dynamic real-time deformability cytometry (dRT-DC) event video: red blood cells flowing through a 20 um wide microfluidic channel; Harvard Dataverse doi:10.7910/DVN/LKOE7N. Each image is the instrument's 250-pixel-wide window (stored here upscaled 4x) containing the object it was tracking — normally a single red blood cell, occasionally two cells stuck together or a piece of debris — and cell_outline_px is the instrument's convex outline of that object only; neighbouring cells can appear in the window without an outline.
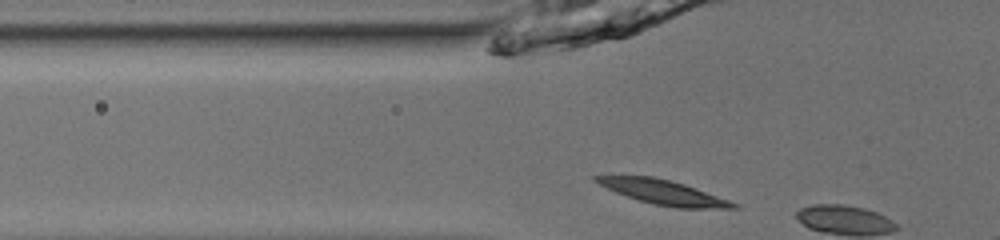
{"species": "common noctule bat (a hibernating species)", "species_latin": "Nyctalus noctula", "temperature_condition": "room temperature", "stored_images_in_passage": 3, "camera_frame_rate_fps": 3000, "um_per_image_px": 0.085, "animal": {"sex": "male", "body_mass_g": 13.0, "forearm_length_mm": 53.1}, "frame": {"image": 1, "passage_image": 2, "time_ms": 0.333, "image_size_px": [1000, 240], "cell_outline_px": [[740, 208], [676, 208], [652, 204], [616, 192], [592, 180], [592, 176], [652, 176], [684, 184], [696, 188], [740, 204]], "centroid_in_image_um": [56.43, 16.35], "position_along_channel_um": 69.4, "area_um2": 19.31}}